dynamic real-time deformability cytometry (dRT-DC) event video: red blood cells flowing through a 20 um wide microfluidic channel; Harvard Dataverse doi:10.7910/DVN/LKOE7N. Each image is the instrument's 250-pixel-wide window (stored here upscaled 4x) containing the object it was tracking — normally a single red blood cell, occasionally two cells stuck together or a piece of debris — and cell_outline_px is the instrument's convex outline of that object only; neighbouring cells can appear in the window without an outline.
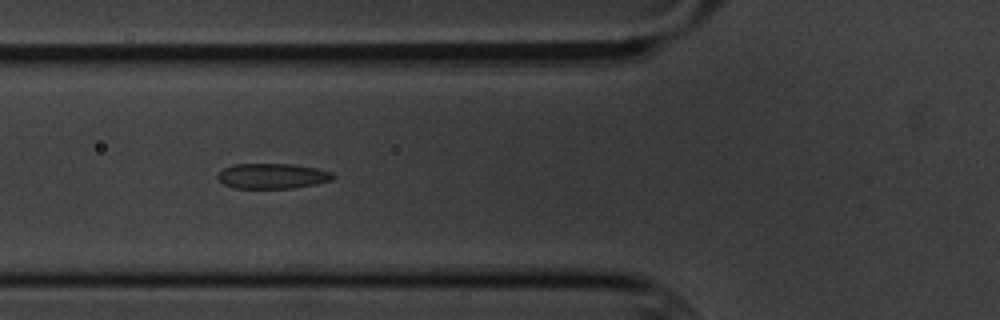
{"species": "common noctule bat (a hibernating species)", "species_latin": "Nyctalus noctula", "temperature_condition": "cold", "stored_images_in_passage": 8, "camera_frame_rate_fps": 3000, "um_per_image_px": 0.085, "animal": {"sex": "male", "body_mass_g": 20.1, "forearm_length_mm": 53.5}, "frame": {"image": 1, "passage_image": 5, "time_ms": 4.667, "image_size_px": [1000, 320], "cell_outline_px": [[336, 176], [332, 180], [316, 184], [292, 188], [232, 188], [224, 184], [216, 176], [224, 168], [232, 164], [292, 164], [316, 168], [332, 172]], "centroid_in_image_um": [23.16, 14.96], "position_along_channel_um": 102.6, "area_um2": 16.99}}
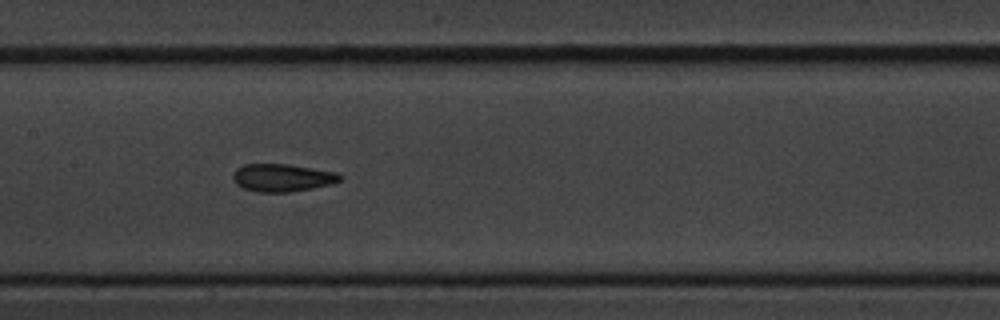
{"frame": {"image": 2, "passage_image": 7, "time_ms": 7.0, "image_size_px": [1000, 320], "cell_outline_px": [[344, 176], [340, 180], [332, 184], [312, 188], [288, 192], [256, 192], [244, 188], [236, 184], [232, 180], [232, 176], [236, 168], [244, 164], [288, 164], [336, 172]], "centroid_in_image_um": [23.98, 15.1], "position_along_channel_um": 183.4, "area_um2": 17.34}}
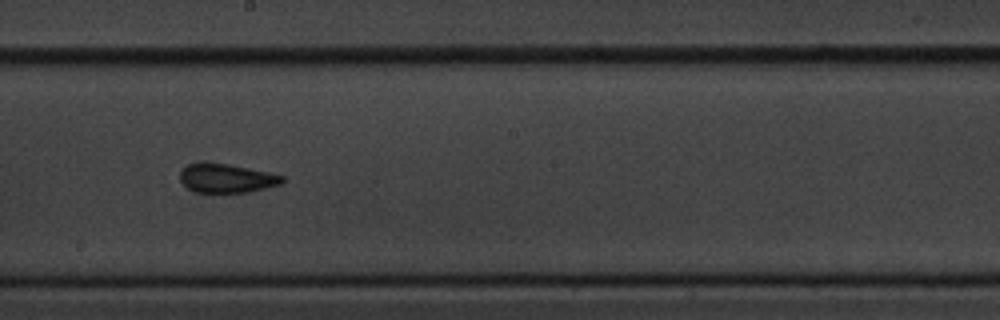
{"frame": {"image": 3, "passage_image": 8, "time_ms": 8.333, "image_size_px": [1000, 320], "cell_outline_px": [[284, 180], [280, 184], [248, 192], [196, 192], [188, 188], [180, 180], [180, 172], [188, 164], [228, 164], [268, 172], [284, 176]], "centroid_in_image_um": [19.27, 15.17], "position_along_channel_um": 228.9, "area_um2": 16.7}}